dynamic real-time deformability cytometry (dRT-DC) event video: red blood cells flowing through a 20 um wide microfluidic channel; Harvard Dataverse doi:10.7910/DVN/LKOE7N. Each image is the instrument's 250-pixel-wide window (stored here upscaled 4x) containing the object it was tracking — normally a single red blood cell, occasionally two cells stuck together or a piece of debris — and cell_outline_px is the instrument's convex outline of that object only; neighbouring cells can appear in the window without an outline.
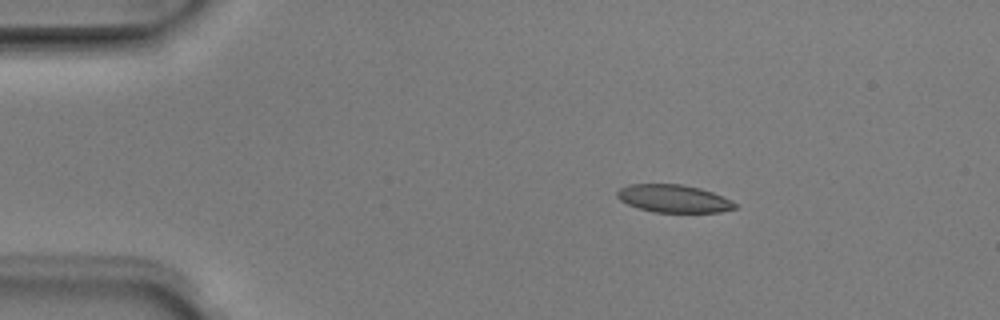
{"species": "Egyptian fruit bat (a non-hibernating species)", "species_latin": "Rousettus aegyptiacus", "temperature_condition": "room temperature", "stored_images_in_passage": 5, "camera_frame_rate_fps": 3000, "um_per_image_px": 0.085, "animal": {"sex": "male"}, "frame": {"image": 1, "passage_image": 2, "time_ms": 0.333, "image_size_px": [1000, 320], "cell_outline_px": [[736, 208], [720, 212], [652, 212], [628, 204], [620, 200], [616, 196], [616, 192], [620, 188], [628, 184], [680, 184], [700, 188], [712, 192], [732, 200], [736, 204]], "centroid_in_image_um": [57.25, 16.87], "position_along_channel_um": 27.8, "area_um2": 19.02}}
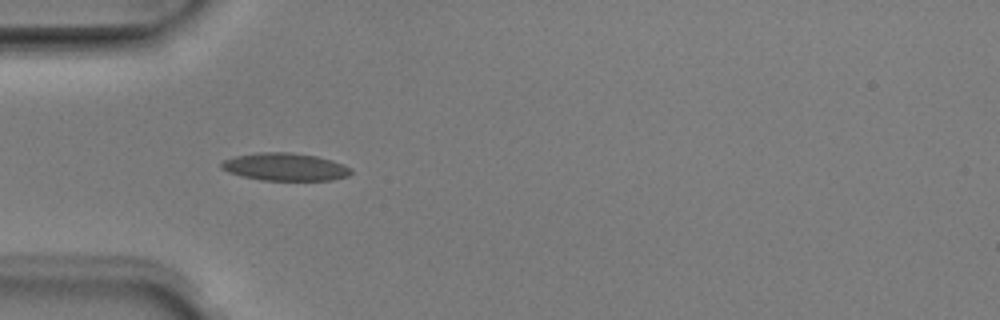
{"frame": {"image": 2, "passage_image": 4, "time_ms": 1.0, "image_size_px": [1000, 320], "cell_outline_px": [[352, 172], [348, 176], [332, 180], [260, 180], [228, 172], [220, 168], [220, 164], [224, 160], [236, 156], [256, 152], [292, 152], [316, 156], [332, 160], [344, 164], [352, 168]], "centroid_in_image_um": [24.25, 14.18], "position_along_channel_um": 60.7, "area_um2": 20.98}}
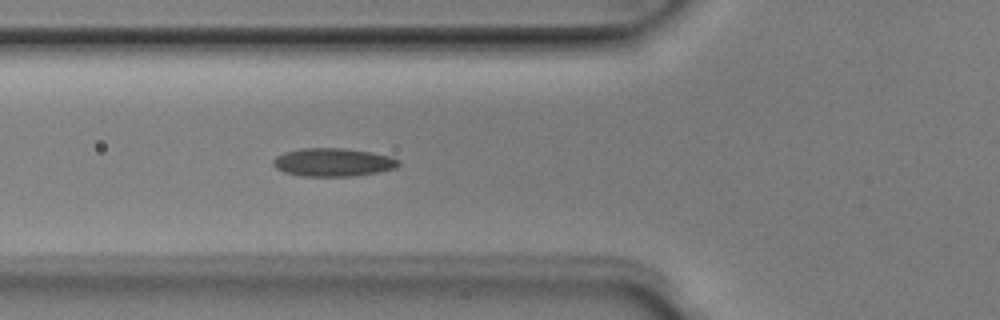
{"frame": {"image": 3, "passage_image": 5, "time_ms": 1.333, "image_size_px": [1000, 320], "cell_outline_px": [[400, 164], [396, 168], [376, 172], [352, 176], [300, 176], [284, 172], [276, 168], [272, 164], [272, 160], [276, 156], [284, 152], [300, 148], [344, 148], [372, 152], [392, 156], [400, 160]], "centroid_in_image_um": [28.3, 13.78], "position_along_channel_um": 97.5, "area_um2": 20.81}}